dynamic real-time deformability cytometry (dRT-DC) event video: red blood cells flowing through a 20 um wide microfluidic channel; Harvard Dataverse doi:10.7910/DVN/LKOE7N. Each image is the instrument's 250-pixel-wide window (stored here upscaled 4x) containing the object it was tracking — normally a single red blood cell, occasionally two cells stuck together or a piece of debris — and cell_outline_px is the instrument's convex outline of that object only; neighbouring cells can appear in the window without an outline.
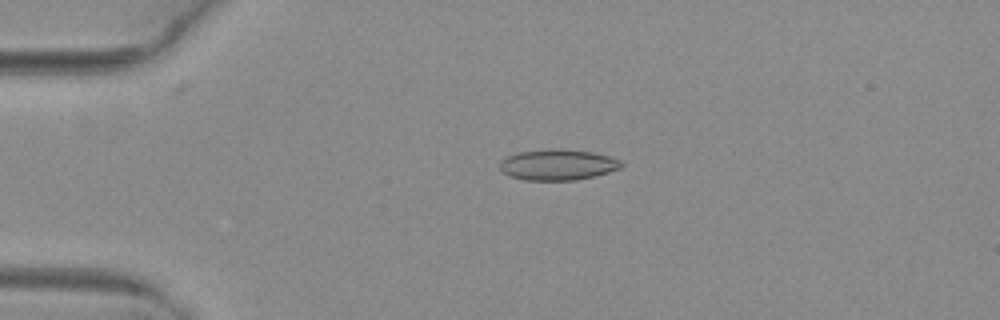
{"species": "common noctule bat (a hibernating species)", "species_latin": "Nyctalus noctula", "temperature_condition": "warm", "stored_images_in_passage": 30, "camera_frame_rate_fps": 3000, "um_per_image_px": 0.085, "animal": {"sex": "female", "body_mass_g": 29.2, "forearm_length_mm": 56.3}, "frame": {"image": 1, "passage_image": 1, "time_ms": 0.0, "image_size_px": [1000, 320], "cell_outline_px": [[624, 164], [620, 168], [608, 172], [576, 180], [524, 180], [508, 176], [500, 168], [500, 160], [516, 152], [552, 148], [564, 148], [592, 152], [608, 156], [620, 160]], "centroid_in_image_um": [47.38, 13.99], "position_along_channel_um": 37.6, "area_um2": 21.96}}
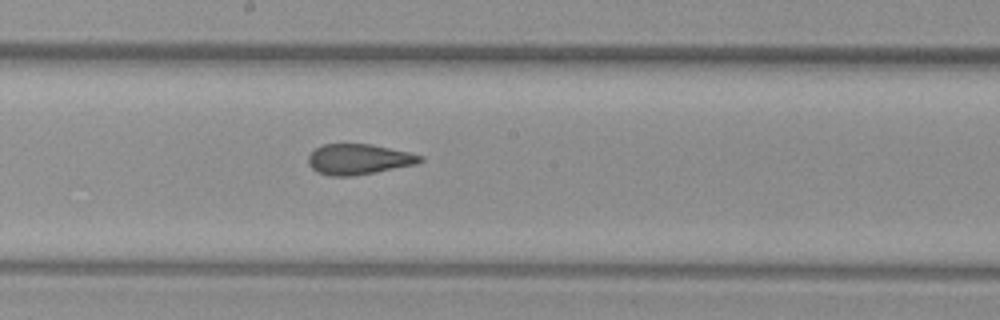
{"frame": {"image": 2, "passage_image": 17, "time_ms": 5.333, "image_size_px": [1000, 320], "cell_outline_px": [[424, 160], [416, 164], [376, 172], [352, 176], [332, 176], [316, 172], [308, 164], [308, 156], [316, 148], [324, 144], [372, 144], [408, 152], [424, 156]], "centroid_in_image_um": [30.49, 13.54], "position_along_channel_um": 217.7, "area_um2": 19.88}}
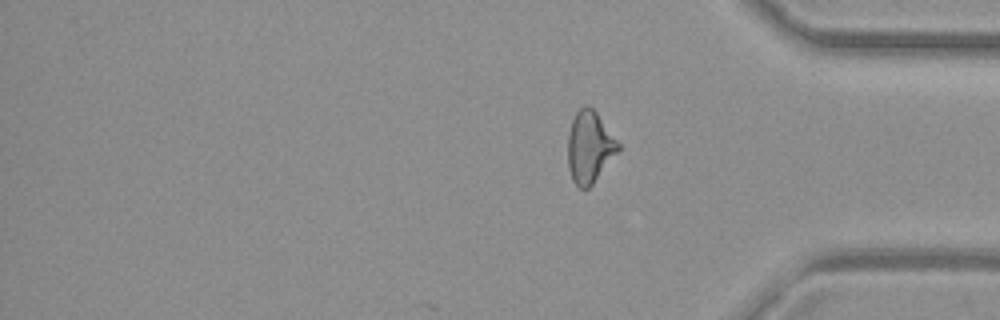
{"frame": {"image": 3, "passage_image": 30, "time_ms": 9.667, "image_size_px": [1000, 320], "cell_outline_px": [[620, 148], [592, 184], [588, 188], [580, 188], [572, 180], [568, 168], [568, 136], [572, 120], [576, 112], [584, 104], [588, 104], [596, 112], [620, 144]], "centroid_in_image_um": [50.09, 12.48], "position_along_channel_um": 385.1, "area_um2": 20.75}, "authors_computed_cell_mechanics": {"area_um2": 20.4901, "velocity_mm_per_s": 4.1368, "shape_relaxation_time_tau1_ms": null, "shape_relaxation_time_tau2_ms": 1.5402, "deformation_change_tau1": null, "deformation_change_tau2": 0.0892}}